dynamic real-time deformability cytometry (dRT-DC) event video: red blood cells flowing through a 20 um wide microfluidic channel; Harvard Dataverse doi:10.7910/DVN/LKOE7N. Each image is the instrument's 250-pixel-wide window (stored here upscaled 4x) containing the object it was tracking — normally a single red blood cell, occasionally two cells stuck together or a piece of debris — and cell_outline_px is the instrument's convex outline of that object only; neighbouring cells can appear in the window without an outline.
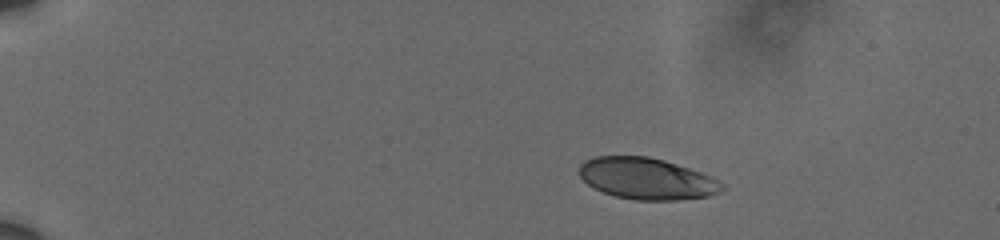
{"species": "human", "species_latin": "Homo sapiens", "temperature_condition": "cold", "stored_images_in_passage": 49, "camera_frame_rate_fps": 3000, "um_per_image_px": 0.085, "donor": {"sex": "male"}, "frame": {"image": 1, "passage_image": 1, "time_ms": 0.0, "image_size_px": [1000, 240], "cell_outline_px": [[724, 188], [720, 192], [708, 196], [676, 200], [636, 200], [616, 196], [604, 192], [588, 184], [580, 176], [580, 164], [584, 160], [596, 156], [648, 156], [664, 160], [712, 176], [724, 184]], "centroid_in_image_um": [54.99, 15.18], "position_along_channel_um": 30.0, "area_um2": 34.33}}
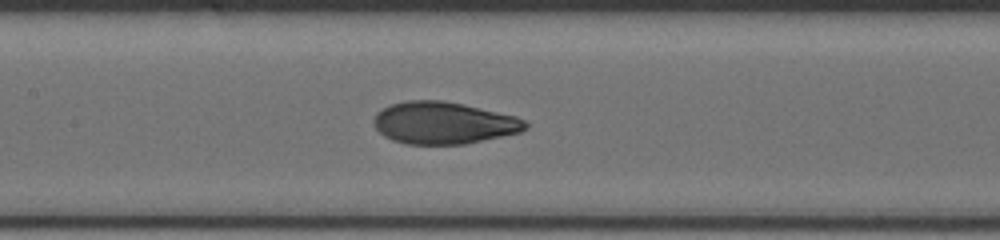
{"frame": {"image": 2, "passage_image": 21, "time_ms": 6.667, "image_size_px": [1000, 240], "cell_outline_px": [[528, 128], [520, 132], [464, 144], [404, 144], [392, 140], [384, 136], [372, 124], [372, 120], [376, 112], [392, 104], [408, 100], [444, 100], [464, 104], [516, 116], [524, 120], [528, 124]], "centroid_in_image_um": [37.68, 10.44], "position_along_channel_um": 169.7, "area_um2": 37.28}}
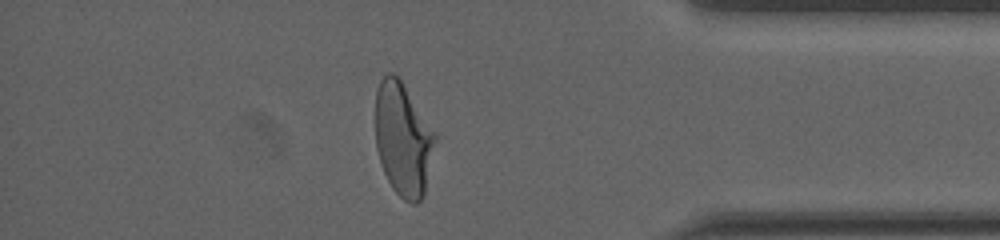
{"frame": {"image": 3, "passage_image": 42, "time_ms": 13.667, "image_size_px": [1000, 240], "cell_outline_px": [[436, 140], [424, 196], [416, 204], [412, 204], [404, 200], [392, 188], [380, 164], [376, 148], [376, 92], [380, 80], [388, 72], [392, 72], [400, 80], [436, 132]], "centroid_in_image_um": [34.26, 11.86], "position_along_channel_um": 400.9, "area_um2": 39.36}, "authors_computed_cell_mechanics": {"area_um2": 37.1654, "velocity_mm_per_s": 3.6118, "shape_relaxation_time_tau1_ms": 4.444, "shape_relaxation_time_tau2_ms": 0.8904, "deformation_change_tau1": 0.1897, "deformation_change_tau2": 0.0654}}